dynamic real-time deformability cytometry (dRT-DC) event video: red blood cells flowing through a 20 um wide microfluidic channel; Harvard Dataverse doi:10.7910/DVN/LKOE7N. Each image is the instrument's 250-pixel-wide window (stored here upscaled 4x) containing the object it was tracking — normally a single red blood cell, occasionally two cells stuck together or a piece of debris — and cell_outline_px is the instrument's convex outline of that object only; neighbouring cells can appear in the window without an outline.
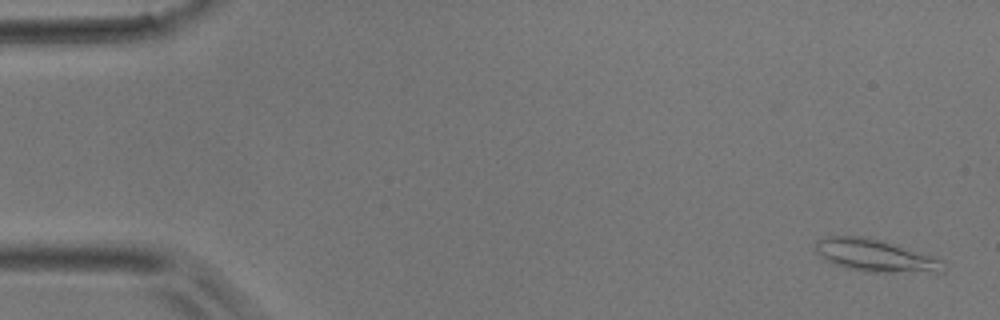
{"species": "common noctule bat (a hibernating species)", "species_latin": "Nyctalus noctula", "temperature_condition": "room temperature", "stored_images_in_passage": 10, "camera_frame_rate_fps": 3000, "um_per_image_px": 0.085, "animal": {"sex": "male", "body_mass_g": 17.9}, "frame": {"image": 1, "passage_image": 2, "time_ms": 0.333, "image_size_px": [1000, 320], "cell_outline_px": [[944, 272], [864, 272], [832, 264], [824, 260], [812, 248], [816, 240], [824, 236], [864, 236], [884, 240], [936, 256], [944, 260]], "centroid_in_image_um": [74.39, 21.71], "position_along_channel_um": 10.6, "area_um2": 24.85}}